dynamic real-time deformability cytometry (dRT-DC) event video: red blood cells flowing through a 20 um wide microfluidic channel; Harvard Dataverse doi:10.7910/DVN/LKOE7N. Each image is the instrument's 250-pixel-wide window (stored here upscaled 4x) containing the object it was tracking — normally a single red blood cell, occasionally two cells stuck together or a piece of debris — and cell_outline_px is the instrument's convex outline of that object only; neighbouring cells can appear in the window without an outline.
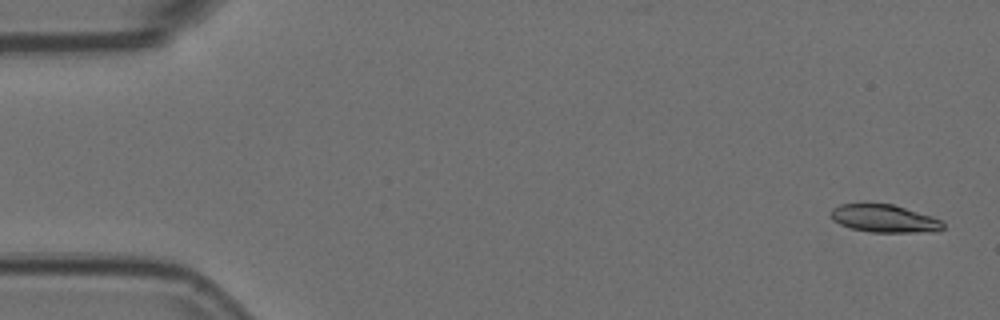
{"species": "Egyptian fruit bat (a non-hibernating species)", "species_latin": "Rousettus aegyptiacus", "temperature_condition": "room temperature", "stored_images_in_passage": 9, "camera_frame_rate_fps": 3000, "um_per_image_px": 0.085, "animal": {"sex": "female"}, "frame": {"image": 1, "passage_image": 1, "time_ms": 0.0, "image_size_px": [1000, 320], "cell_outline_px": [[944, 228], [936, 232], [872, 232], [852, 228], [840, 224], [832, 220], [832, 208], [840, 204], [892, 204], [932, 216], [940, 220], [944, 224]], "centroid_in_image_um": [75.2, 18.58], "position_along_channel_um": 9.8, "area_um2": 17.98}}
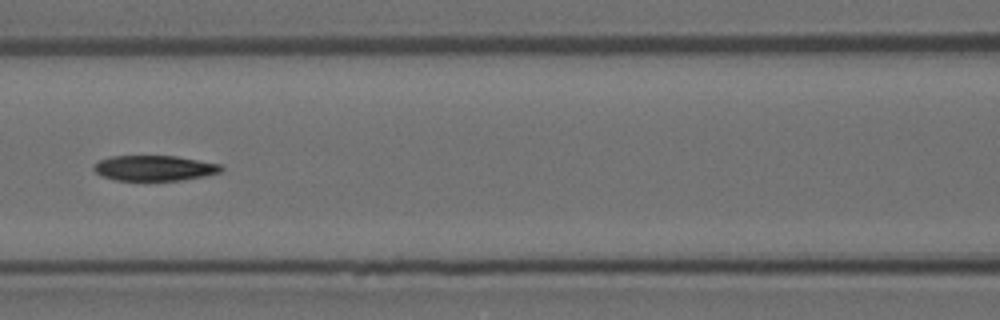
{"frame": {"image": 2, "passage_image": 6, "time_ms": 1.667, "image_size_px": [1000, 320], "cell_outline_px": [[224, 168], [220, 172], [204, 176], [180, 180], [112, 180], [100, 176], [92, 168], [100, 160], [112, 156], [176, 156], [220, 164]], "centroid_in_image_um": [13.1, 14.29], "position_along_channel_um": 153.5, "area_um2": 18.73}}
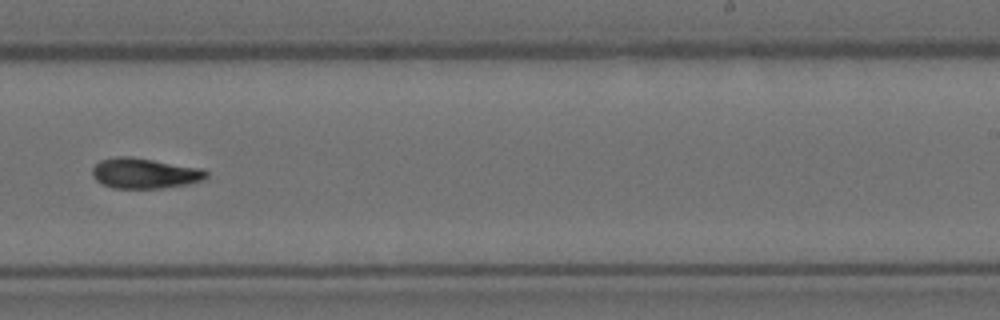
{"frame": {"image": 3, "passage_image": 9, "time_ms": 2.667, "image_size_px": [1000, 320], "cell_outline_px": [[208, 176], [204, 180], [188, 184], [160, 188], [112, 188], [100, 184], [92, 176], [92, 168], [100, 160], [116, 156], [132, 156], [200, 168], [208, 172]], "centroid_in_image_um": [12.27, 14.73], "position_along_channel_um": 276.7, "area_um2": 20.35}}